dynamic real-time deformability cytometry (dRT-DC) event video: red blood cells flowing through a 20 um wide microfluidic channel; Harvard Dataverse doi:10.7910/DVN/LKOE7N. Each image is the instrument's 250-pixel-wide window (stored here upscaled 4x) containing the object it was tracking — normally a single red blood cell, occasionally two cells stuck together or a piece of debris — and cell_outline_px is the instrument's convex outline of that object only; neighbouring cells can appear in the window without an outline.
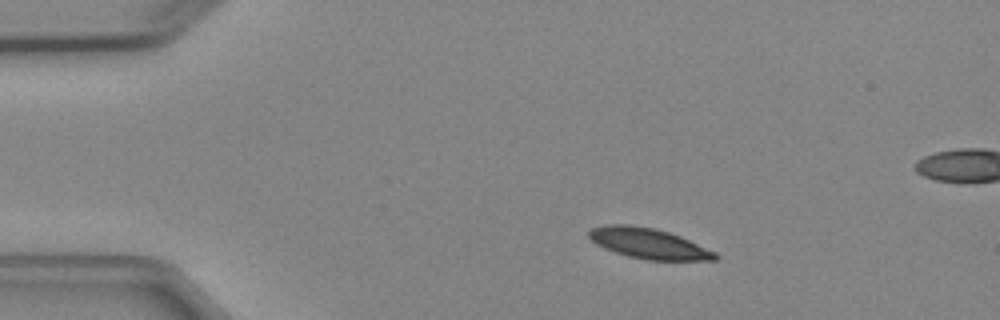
{"species": "Egyptian fruit bat (a non-hibernating species)", "species_latin": "Rousettus aegyptiacus", "temperature_condition": "cold", "stored_images_in_passage": 5, "camera_frame_rate_fps": 3000, "um_per_image_px": 0.085, "animal": {"sex": "female"}, "frame": {"image": 1, "passage_image": 1, "time_ms": 0.0, "image_size_px": [1000, 320], "cell_outline_px": [[720, 256], [716, 260], [648, 260], [628, 256], [604, 248], [596, 244], [588, 236], [588, 232], [592, 228], [604, 224], [628, 224], [652, 228], [668, 232], [680, 236], [716, 252]], "centroid_in_image_um": [55.13, 20.69], "position_along_channel_um": 29.9, "area_um2": 22.31}}